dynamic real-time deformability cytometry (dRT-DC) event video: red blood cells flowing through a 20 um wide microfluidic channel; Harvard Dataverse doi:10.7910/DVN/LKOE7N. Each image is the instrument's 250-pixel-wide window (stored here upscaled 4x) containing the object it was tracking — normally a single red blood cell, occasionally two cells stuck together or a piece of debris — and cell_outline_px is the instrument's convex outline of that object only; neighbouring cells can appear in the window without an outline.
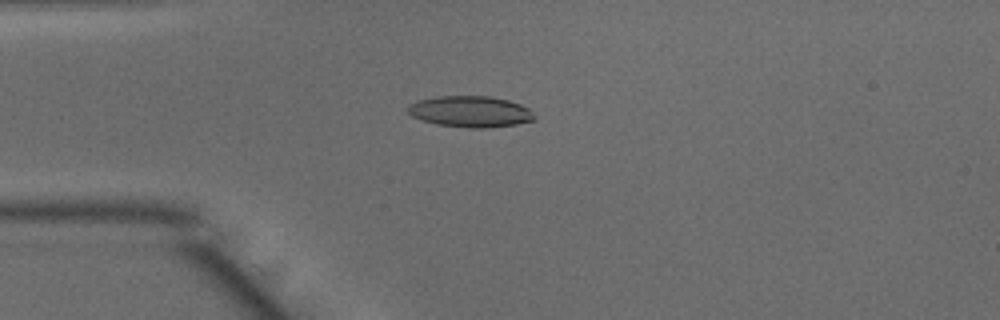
{"species": "common noctule bat (a hibernating species)", "species_latin": "Nyctalus noctula", "temperature_condition": "warm", "stored_images_in_passage": 47, "camera_frame_rate_fps": 3000, "um_per_image_px": 0.085, "animal": {"sex": "male", "body_mass_g": 15.6}, "frame": {"image": 1, "passage_image": 12, "time_ms": 3.667, "image_size_px": [1000, 320], "cell_outline_px": [[536, 120], [516, 124], [488, 128], [468, 128], [436, 124], [420, 120], [412, 116], [404, 108], [408, 104], [416, 100], [436, 96], [488, 96], [508, 100], [520, 104], [528, 108], [536, 116]], "centroid_in_image_um": [39.94, 9.48], "position_along_channel_um": 45.1, "area_um2": 23.35}}
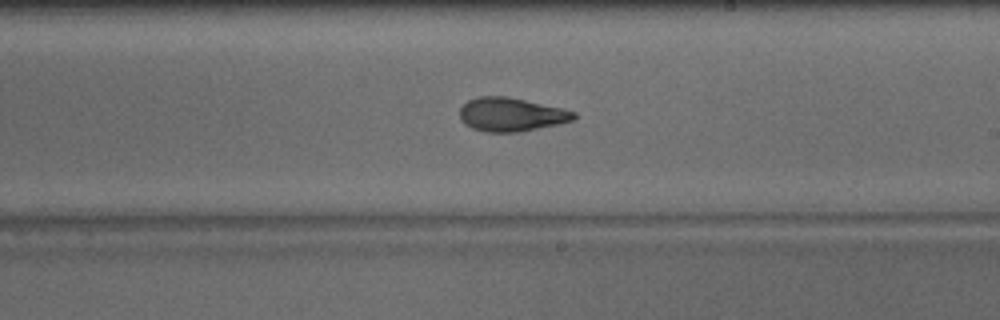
{"frame": {"image": 2, "passage_image": 28, "time_ms": 9.0, "image_size_px": [1000, 320], "cell_outline_px": [[576, 116], [572, 120], [556, 124], [520, 132], [484, 132], [472, 128], [464, 124], [460, 116], [460, 108], [468, 100], [476, 96], [508, 96], [560, 108], [576, 112]], "centroid_in_image_um": [43.4, 9.73], "position_along_channel_um": 245.6, "area_um2": 22.25}}
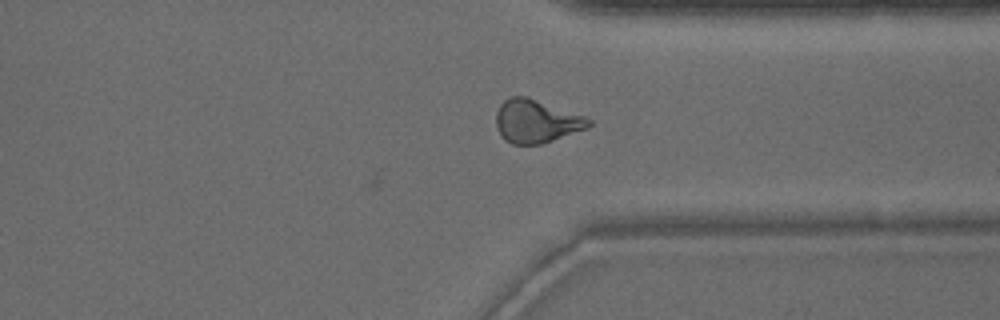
{"frame": {"image": 3, "passage_image": 37, "time_ms": 12.0, "image_size_px": [1000, 320], "cell_outline_px": [[592, 124], [588, 128], [540, 144], [512, 144], [504, 140], [496, 128], [496, 112], [500, 104], [508, 96], [524, 96], [584, 116], [592, 120]], "centroid_in_image_um": [45.55, 10.31], "position_along_channel_um": 365.9, "area_um2": 23.12}, "authors_computed_cell_mechanics": {"area_um2": 22.4264, "velocity_mm_per_s": 4.031, "shape_relaxation_time_tau1_ms": 7.1983, "shape_relaxation_time_tau2_ms": 2.3759, "deformation_change_tau1": 0.2126, "deformation_change_tau2": 0.1088}}